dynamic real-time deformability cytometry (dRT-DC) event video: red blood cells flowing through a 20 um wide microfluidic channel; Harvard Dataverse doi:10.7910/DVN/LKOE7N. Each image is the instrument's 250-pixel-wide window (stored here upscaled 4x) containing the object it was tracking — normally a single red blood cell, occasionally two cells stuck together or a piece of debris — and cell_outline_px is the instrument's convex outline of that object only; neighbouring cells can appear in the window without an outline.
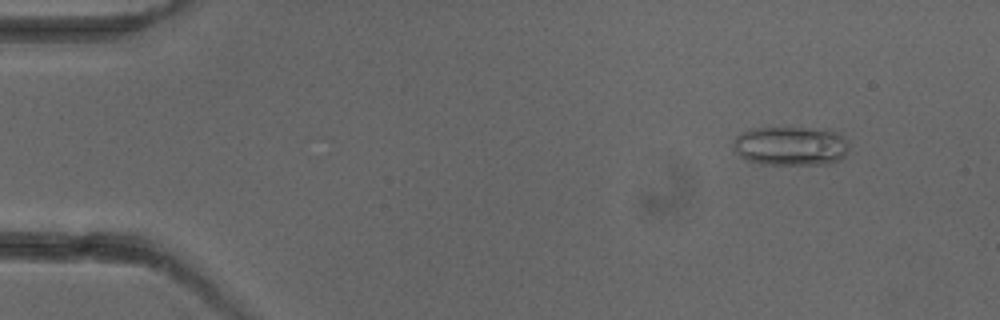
{"species": "common noctule bat (a hibernating species)", "species_latin": "Nyctalus noctula", "temperature_condition": "cold", "stored_images_in_passage": 4, "camera_frame_rate_fps": 3000, "um_per_image_px": 0.085, "animal": {"sex": "female"}, "frame": {"image": 1, "passage_image": 2, "time_ms": 1.333, "image_size_px": [1000, 320], "cell_outline_px": [[848, 148], [844, 156], [840, 160], [824, 164], [760, 164], [744, 160], [732, 148], [736, 136], [740, 132], [752, 128], [832, 128], [848, 144]], "centroid_in_image_um": [67.17, 12.4], "position_along_channel_um": 17.8, "area_um2": 26.65}}